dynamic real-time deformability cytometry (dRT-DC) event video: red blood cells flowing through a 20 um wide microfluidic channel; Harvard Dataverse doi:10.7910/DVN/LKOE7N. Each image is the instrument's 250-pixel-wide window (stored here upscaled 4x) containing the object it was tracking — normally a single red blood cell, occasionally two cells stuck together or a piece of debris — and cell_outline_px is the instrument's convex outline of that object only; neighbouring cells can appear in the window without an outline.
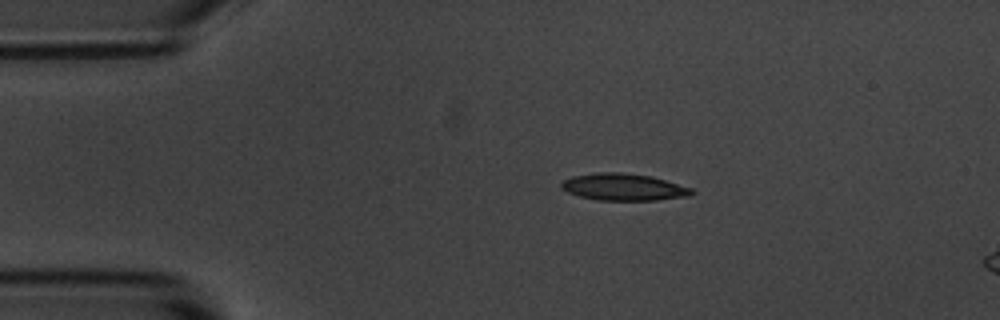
{"species": "common noctule bat (a hibernating species)", "species_latin": "Nyctalus noctula", "temperature_condition": "room temperature", "stored_images_in_passage": 4, "camera_frame_rate_fps": 3000, "um_per_image_px": 0.085, "animal": {"sex": "male", "body_mass_g": 20.1, "forearm_length_mm": 53.5}, "frame": {"image": 1, "passage_image": 2, "time_ms": 2.0, "image_size_px": [1000, 320], "cell_outline_px": [[696, 192], [692, 196], [656, 200], [596, 200], [580, 196], [568, 192], [560, 188], [560, 184], [564, 180], [572, 176], [596, 172], [620, 172], [652, 176], [692, 188]], "centroid_in_image_um": [53.03, 15.9], "position_along_channel_um": 32.0, "area_um2": 20.63}}